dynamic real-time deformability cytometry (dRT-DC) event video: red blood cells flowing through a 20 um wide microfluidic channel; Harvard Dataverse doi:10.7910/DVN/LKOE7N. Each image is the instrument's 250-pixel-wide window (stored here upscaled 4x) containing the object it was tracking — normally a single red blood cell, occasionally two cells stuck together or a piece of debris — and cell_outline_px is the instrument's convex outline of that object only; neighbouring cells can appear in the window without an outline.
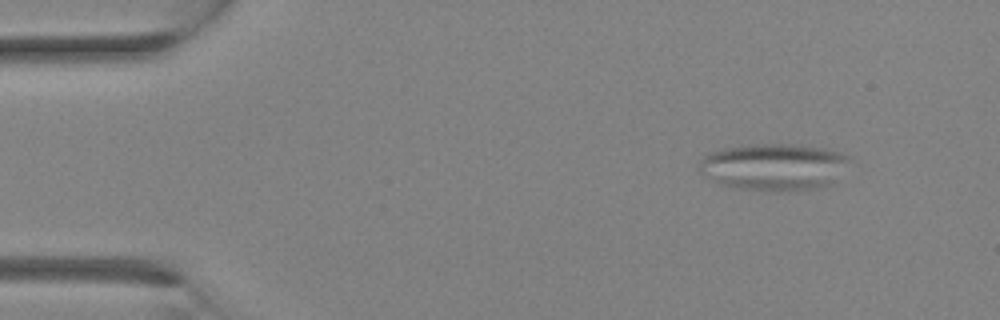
{"species": "Egyptian fruit bat (a non-hibernating species)", "species_latin": "Rousettus aegyptiacus", "temperature_condition": "room temperature", "stored_images_in_passage": 3, "camera_frame_rate_fps": 3000, "um_per_image_px": 0.085, "animal": {"sex": "female"}, "frame": {"image": 1, "passage_image": 1, "time_ms": 0.0, "image_size_px": [1000, 320], "cell_outline_px": [[852, 156], [832, 180], [828, 184], [820, 188], [780, 192], [772, 192], [732, 188], [720, 184], [704, 176], [696, 168], [700, 160], [708, 152], [724, 148], [748, 144], [792, 144], [824, 148], [840, 152]], "centroid_in_image_um": [65.68, 14.19], "position_along_channel_um": 19.3, "area_um2": 41.44}}